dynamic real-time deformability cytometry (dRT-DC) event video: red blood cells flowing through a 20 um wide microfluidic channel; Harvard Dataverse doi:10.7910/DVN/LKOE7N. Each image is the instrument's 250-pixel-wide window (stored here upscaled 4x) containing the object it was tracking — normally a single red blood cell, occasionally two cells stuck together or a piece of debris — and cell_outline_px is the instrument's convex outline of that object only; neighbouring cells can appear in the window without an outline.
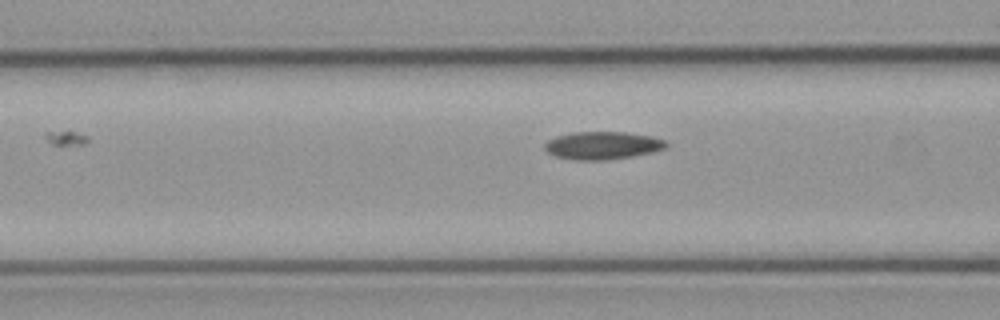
{"species": "common noctule bat (a hibernating species)", "species_latin": "Nyctalus noctula", "temperature_condition": "cold", "stored_images_in_passage": 5, "camera_frame_rate_fps": 3000, "um_per_image_px": 0.085, "animal": {"sex": "male", "body_mass_g": 23.1, "forearm_length_mm": 52.7}, "frame": {"image": 1, "passage_image": 4, "time_ms": 3.667, "image_size_px": [1000, 320], "cell_outline_px": [[668, 148], [652, 152], [632, 156], [608, 160], [572, 160], [556, 156], [548, 152], [544, 148], [544, 144], [548, 140], [556, 136], [572, 132], [624, 132], [652, 136], [664, 140], [668, 144]], "centroid_in_image_um": [51.22, 12.36], "position_along_channel_um": 115.4, "area_um2": 19.77}}
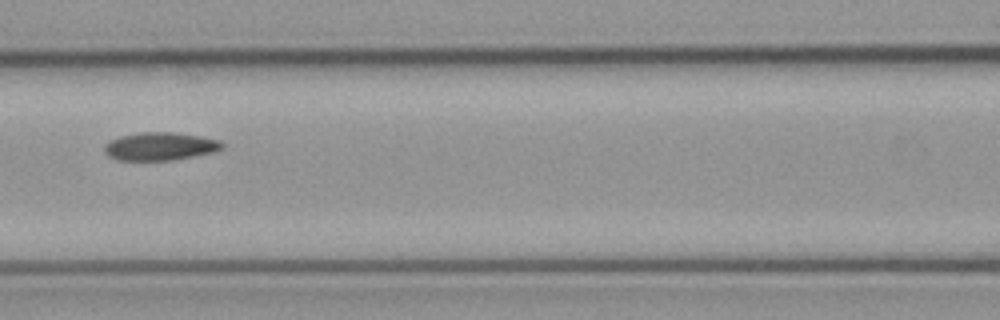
{"frame": {"image": 2, "passage_image": 5, "time_ms": 4.667, "image_size_px": [1000, 320], "cell_outline_px": [[224, 148], [212, 152], [172, 160], [116, 160], [108, 156], [104, 152], [104, 144], [120, 136], [140, 132], [172, 132], [200, 136], [220, 140], [224, 144]], "centroid_in_image_um": [13.59, 12.43], "position_along_channel_um": 153.0, "area_um2": 19.19}}